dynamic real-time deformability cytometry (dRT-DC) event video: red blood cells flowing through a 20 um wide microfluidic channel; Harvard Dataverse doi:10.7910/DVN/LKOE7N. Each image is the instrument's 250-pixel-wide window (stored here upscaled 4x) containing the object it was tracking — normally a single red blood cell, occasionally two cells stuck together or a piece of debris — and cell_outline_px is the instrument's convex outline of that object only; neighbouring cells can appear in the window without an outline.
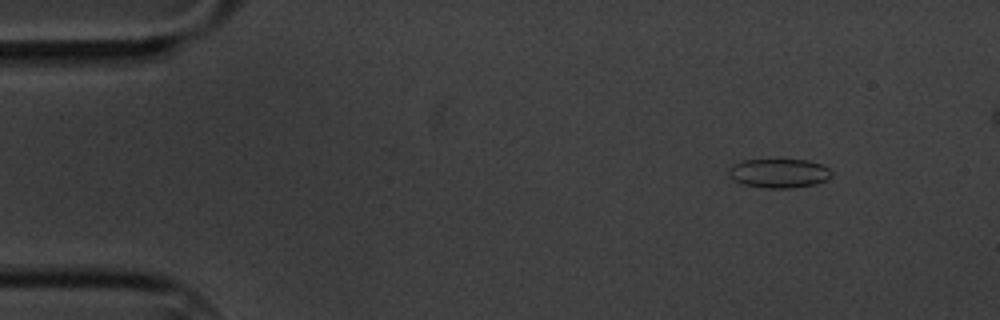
{"species": "common noctule bat (a hibernating species)", "species_latin": "Nyctalus noctula", "temperature_condition": "cold", "stored_images_in_passage": 5, "segment_of_instrument_passage": [1, 2], "camera_frame_rate_fps": 3000, "um_per_image_px": 0.085, "animal": {"sex": "male", "body_mass_g": 20.1, "forearm_length_mm": 53.5}, "frame": {"image": 1, "passage_image": 1, "time_ms": 0.0, "image_size_px": [1000, 320], "cell_outline_px": [[832, 176], [828, 180], [816, 184], [792, 188], [764, 188], [744, 184], [728, 176], [728, 168], [732, 164], [744, 160], [808, 160], [824, 164], [832, 172]], "centroid_in_image_um": [66.25, 14.72], "position_along_channel_um": 18.8, "area_um2": 17.63}}